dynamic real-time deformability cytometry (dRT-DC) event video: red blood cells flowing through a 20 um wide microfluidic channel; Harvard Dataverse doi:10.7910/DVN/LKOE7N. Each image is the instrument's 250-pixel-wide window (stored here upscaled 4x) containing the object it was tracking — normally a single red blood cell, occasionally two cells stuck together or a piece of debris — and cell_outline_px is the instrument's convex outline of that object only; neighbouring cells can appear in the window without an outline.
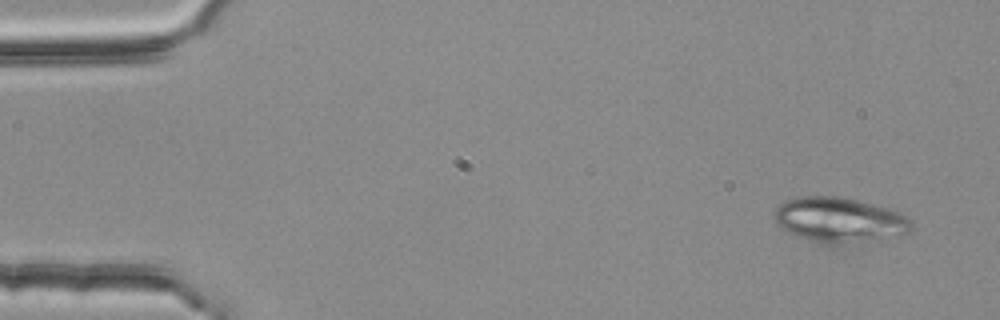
{"species": "common noctule bat (a hibernating species)", "species_latin": "Nyctalus noctula", "temperature_condition": "room temperature", "stored_images_in_passage": 4, "camera_frame_rate_fps": 3000, "um_per_image_px": 0.085, "animal": {"sex": "female", "body_mass_g": 25.1}, "frame": {"image": 1, "passage_image": 1, "time_ms": 0.0, "image_size_px": [1000, 320], "cell_outline_px": [[912, 228], [908, 232], [840, 252], [836, 252], [824, 248], [788, 232], [780, 228], [776, 224], [772, 216], [776, 208], [784, 200], [800, 196], [844, 196], [888, 208], [900, 212], [908, 216], [912, 220]], "centroid_in_image_um": [71.35, 18.82], "position_along_channel_um": 13.7, "area_um2": 38.9}}